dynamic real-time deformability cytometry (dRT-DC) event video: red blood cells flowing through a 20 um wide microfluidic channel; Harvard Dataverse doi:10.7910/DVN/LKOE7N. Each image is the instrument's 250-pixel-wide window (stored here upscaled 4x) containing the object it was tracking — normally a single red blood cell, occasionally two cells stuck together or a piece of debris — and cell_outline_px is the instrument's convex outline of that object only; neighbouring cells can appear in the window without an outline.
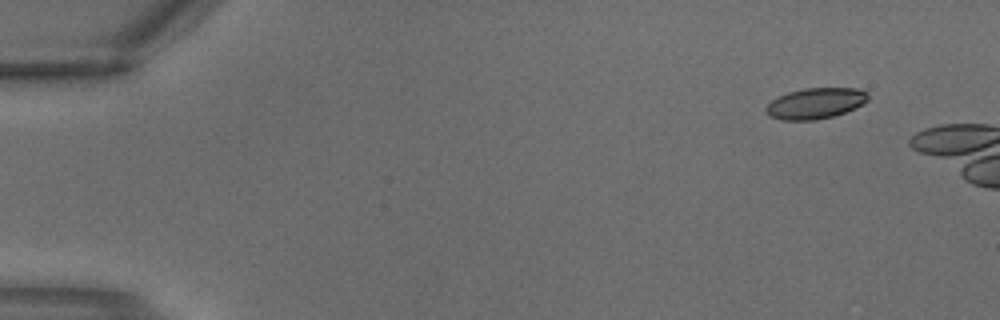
{"species": "common noctule bat (a hibernating species)", "species_latin": "Nyctalus noctula", "temperature_condition": "warm", "stored_images_in_passage": 4, "segment_of_instrument_passage": [2, 2], "camera_frame_rate_fps": 3000, "um_per_image_px": 0.085, "animal": {"sex": "male", "body_mass_g": 18.8}, "frame": {"image": 1, "passage_image": 4, "time_ms": 1.0, "image_size_px": [1000, 320], "cell_outline_px": [[868, 100], [844, 112], [832, 116], [816, 120], [780, 120], [768, 116], [764, 112], [764, 108], [772, 100], [788, 92], [804, 88], [860, 88], [868, 92]], "centroid_in_image_um": [69.27, 8.78], "position_along_channel_um": 15.7, "area_um2": 18.32}}